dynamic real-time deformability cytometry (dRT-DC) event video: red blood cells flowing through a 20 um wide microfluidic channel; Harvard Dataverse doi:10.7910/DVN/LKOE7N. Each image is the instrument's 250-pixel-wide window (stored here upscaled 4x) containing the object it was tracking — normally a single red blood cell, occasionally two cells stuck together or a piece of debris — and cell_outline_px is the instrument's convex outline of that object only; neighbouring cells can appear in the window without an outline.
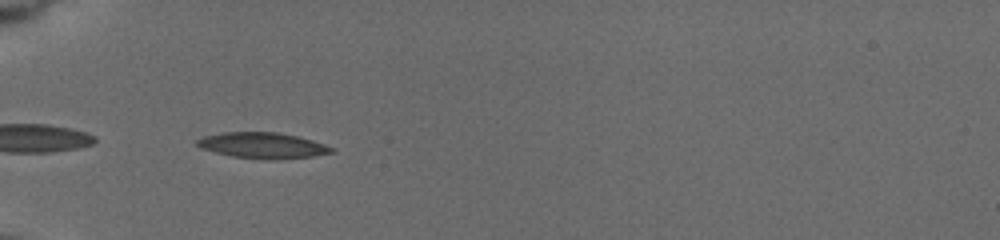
{"species": "common noctule bat (a hibernating species)", "species_latin": "Nyctalus noctula", "temperature_condition": "cold", "stored_images_in_passage": 37, "camera_frame_rate_fps": 3000, "um_per_image_px": 0.085, "animal": {"sex": "female", "body_mass_g": 19.5, "forearm_length_mm": 54.1}, "frame": {"image": 1, "passage_image": 1, "time_ms": 0.0, "image_size_px": [1000, 240], "cell_outline_px": [[332, 152], [312, 156], [276, 160], [232, 156], [200, 148], [196, 144], [196, 140], [204, 136], [224, 132], [276, 132], [296, 136], [312, 140], [324, 144], [332, 148]], "centroid_in_image_um": [22.29, 12.36], "position_along_channel_um": 62.7, "area_um2": 19.94}}
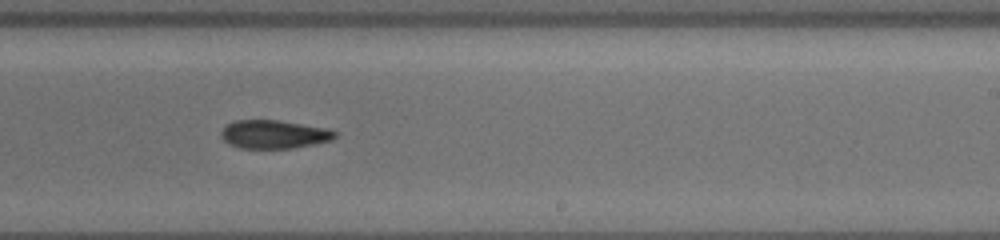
{"frame": {"image": 2, "passage_image": 18, "time_ms": 5.667, "image_size_px": [1000, 240], "cell_outline_px": [[336, 136], [332, 140], [292, 148], [240, 148], [228, 144], [220, 136], [220, 132], [228, 124], [236, 120], [280, 120], [328, 128], [336, 132]], "centroid_in_image_um": [23.28, 11.41], "position_along_channel_um": 265.7, "area_um2": 18.84}}
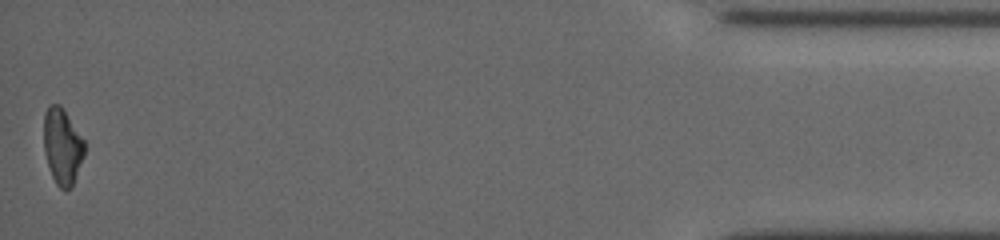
{"frame": {"image": 3, "passage_image": 37, "time_ms": 12.0, "image_size_px": [1000, 240], "cell_outline_px": [[84, 156], [72, 188], [64, 192], [56, 184], [52, 176], [44, 152], [44, 112], [48, 104], [60, 104], [64, 108], [84, 140]], "centroid_in_image_um": [5.3, 12.44], "position_along_channel_um": 429.9, "area_um2": 18.32}, "authors_computed_cell_mechanics": {"area_um2": 18.9006, "velocity_mm_per_s": 3.768, "shape_relaxation_time_tau1_ms": 4.1029, "shape_relaxation_time_tau2_ms": 5.8655, "deformation_change_tau1": 0.1153, "deformation_change_tau2": 0.1498}}